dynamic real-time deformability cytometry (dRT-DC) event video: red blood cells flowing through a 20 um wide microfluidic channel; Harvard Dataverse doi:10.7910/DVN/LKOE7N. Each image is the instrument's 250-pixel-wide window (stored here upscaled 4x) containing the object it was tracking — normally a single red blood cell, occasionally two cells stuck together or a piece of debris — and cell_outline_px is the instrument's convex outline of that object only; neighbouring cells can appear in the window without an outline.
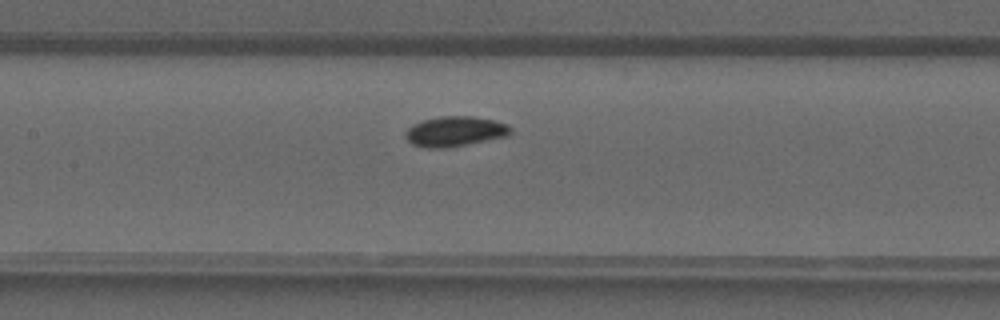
{"species": "common noctule bat (a hibernating species)", "species_latin": "Nyctalus noctula", "temperature_condition": "warm", "stored_images_in_passage": 33, "camera_frame_rate_fps": 3000, "um_per_image_px": 0.085, "animal": {"sex": "male", "forearm_length_mm": 52.5}, "frame": {"image": 1, "passage_image": 16, "time_ms": 5.0, "image_size_px": [1000, 320], "cell_outline_px": [[512, 132], [508, 136], [448, 148], [424, 148], [412, 144], [404, 136], [404, 132], [412, 124], [420, 120], [440, 116], [472, 116], [492, 120], [508, 124], [512, 128]], "centroid_in_image_um": [38.65, 11.17], "position_along_channel_um": 168.8, "area_um2": 18.73}}
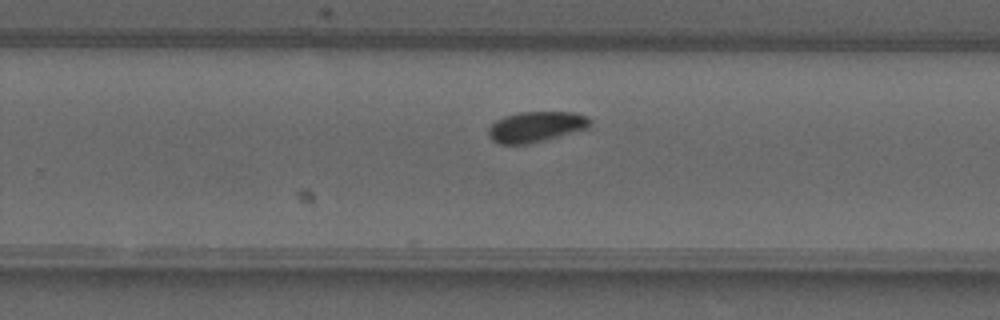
{"frame": {"image": 2, "passage_image": 23, "time_ms": 7.333, "image_size_px": [1000, 320], "cell_outline_px": [[592, 124], [588, 128], [544, 140], [528, 144], [496, 144], [488, 136], [488, 128], [496, 120], [504, 116], [516, 112], [576, 112], [588, 116], [592, 120]], "centroid_in_image_um": [45.56, 10.77], "position_along_channel_um": 284.2, "area_um2": 18.32}}
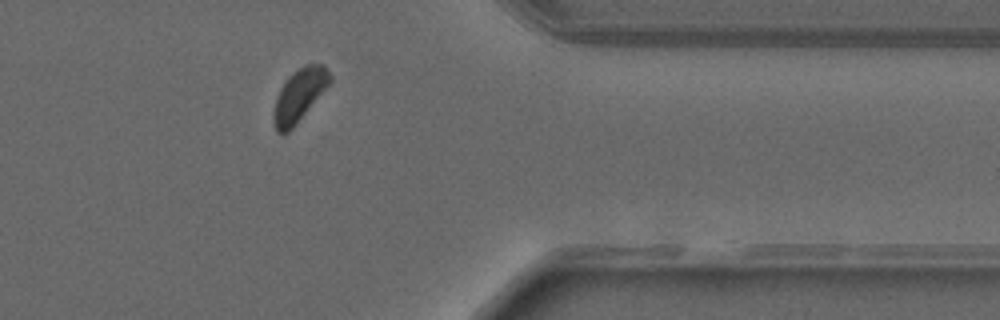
{"frame": {"image": 3, "passage_image": 30, "time_ms": 9.667, "image_size_px": [1000, 320], "cell_outline_px": [[332, 80], [292, 128], [288, 132], [276, 132], [272, 120], [272, 112], [276, 96], [280, 88], [288, 76], [292, 72], [304, 64], [324, 64], [332, 76]], "centroid_in_image_um": [25.4, 8.06], "position_along_channel_um": 386.0, "area_um2": 17.17}}